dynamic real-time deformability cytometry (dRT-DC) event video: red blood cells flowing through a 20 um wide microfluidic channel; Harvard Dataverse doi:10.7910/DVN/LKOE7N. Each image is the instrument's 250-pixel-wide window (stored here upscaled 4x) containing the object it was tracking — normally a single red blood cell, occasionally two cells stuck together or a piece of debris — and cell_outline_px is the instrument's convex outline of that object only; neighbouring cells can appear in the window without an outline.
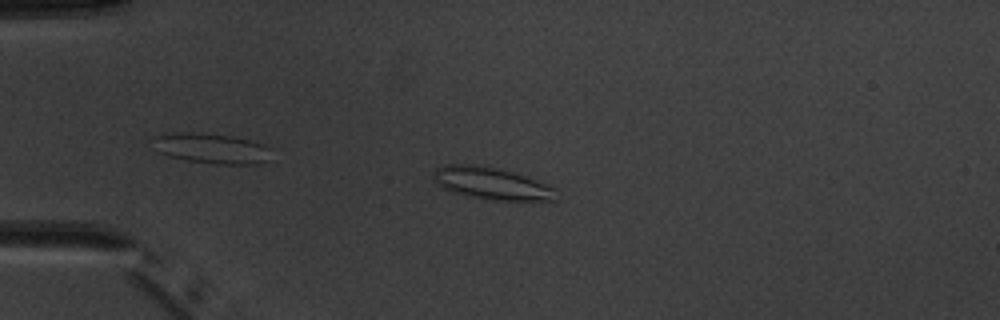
{"species": "common noctule bat (a hibernating species)", "species_latin": "Nyctalus noctula", "temperature_condition": "warm", "stored_images_in_passage": 6, "camera_frame_rate_fps": 3000, "um_per_image_px": 0.085, "animal": {"sex": "male", "body_mass_g": 20.1, "forearm_length_mm": 53.5}, "frame": {"image": 1, "passage_image": 4, "time_ms": 3.333, "image_size_px": [1000, 320], "cell_outline_px": [[556, 200], [492, 200], [452, 192], [444, 188], [432, 180], [432, 172], [436, 168], [444, 164], [468, 164], [500, 168], [528, 176], [548, 184], [556, 188]], "centroid_in_image_um": [41.78, 15.57], "position_along_channel_um": 43.2, "area_um2": 23.18}}
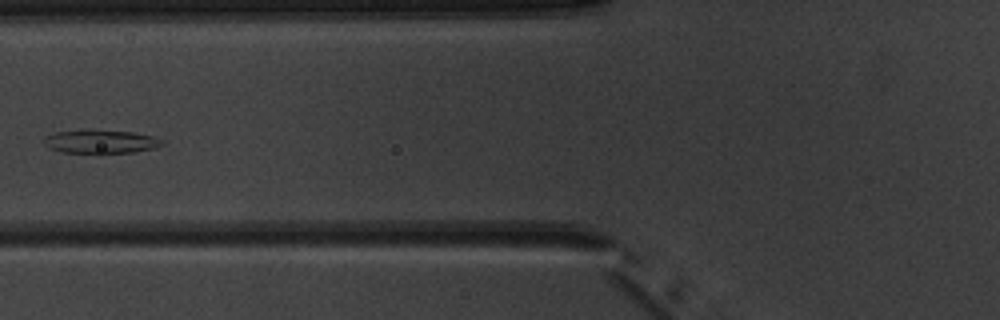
{"frame": {"image": 2, "passage_image": 6, "time_ms": 6.0, "image_size_px": [1000, 320], "cell_outline_px": [[164, 144], [156, 148], [136, 152], [96, 156], [60, 152], [48, 148], [44, 144], [44, 136], [56, 132], [84, 128], [92, 128], [132, 132], [152, 136], [164, 140]], "centroid_in_image_um": [8.52, 12.06], "position_along_channel_um": 117.3, "area_um2": 17.69}}